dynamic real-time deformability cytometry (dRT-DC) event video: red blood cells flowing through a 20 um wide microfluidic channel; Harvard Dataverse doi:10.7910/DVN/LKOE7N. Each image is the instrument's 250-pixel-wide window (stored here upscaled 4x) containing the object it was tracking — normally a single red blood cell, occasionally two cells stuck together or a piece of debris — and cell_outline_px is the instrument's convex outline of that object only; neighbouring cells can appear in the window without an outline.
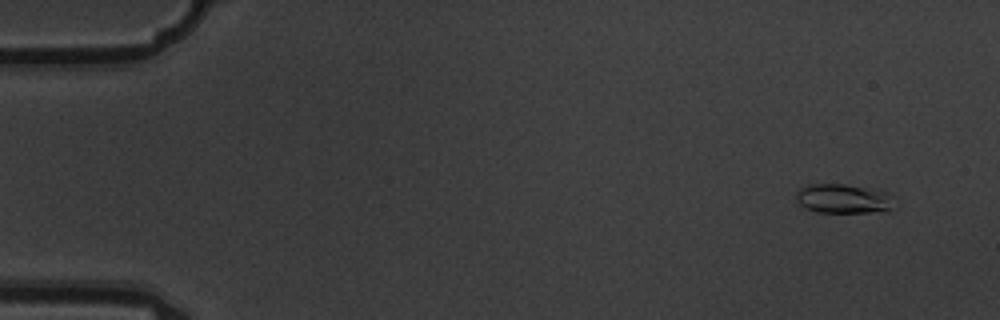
{"species": "common noctule bat (a hibernating species)", "species_latin": "Nyctalus noctula", "temperature_condition": "warm", "stored_images_in_passage": 6, "camera_frame_rate_fps": 3000, "um_per_image_px": 0.085, "animal": {"sex": "male", "body_mass_g": 19.5, "forearm_length_mm": 54.6}, "frame": {"image": 1, "passage_image": 1, "time_ms": 0.0, "image_size_px": [1000, 320], "cell_outline_px": [[896, 208], [884, 212], [816, 212], [800, 204], [796, 200], [796, 192], [800, 188], [808, 184], [844, 184], [880, 188], [888, 192], [892, 196]], "centroid_in_image_um": [71.79, 16.87], "position_along_channel_um": 13.2, "area_um2": 17.34}}
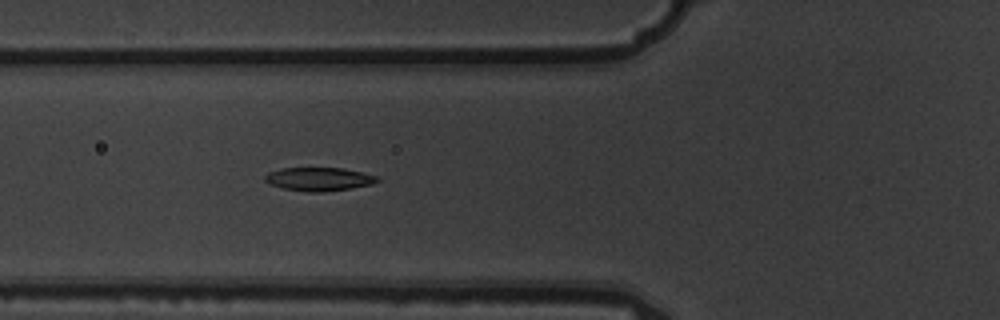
{"frame": {"image": 2, "passage_image": 6, "time_ms": 1.667, "image_size_px": [1000, 320], "cell_outline_px": [[380, 180], [372, 184], [352, 188], [324, 192], [308, 192], [284, 188], [272, 184], [264, 180], [264, 176], [268, 172], [284, 168], [344, 168], [376, 176]], "centroid_in_image_um": [27.11, 15.22], "position_along_channel_um": 98.7, "area_um2": 15.2}}